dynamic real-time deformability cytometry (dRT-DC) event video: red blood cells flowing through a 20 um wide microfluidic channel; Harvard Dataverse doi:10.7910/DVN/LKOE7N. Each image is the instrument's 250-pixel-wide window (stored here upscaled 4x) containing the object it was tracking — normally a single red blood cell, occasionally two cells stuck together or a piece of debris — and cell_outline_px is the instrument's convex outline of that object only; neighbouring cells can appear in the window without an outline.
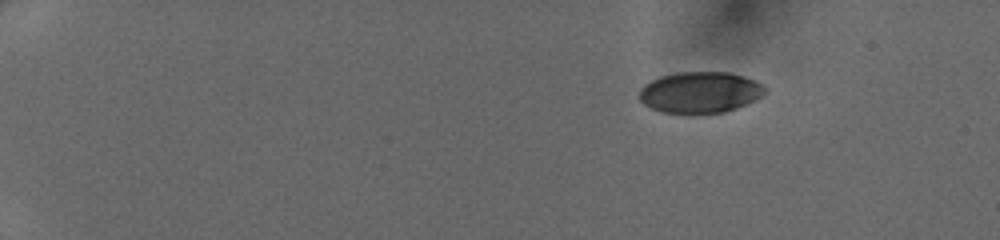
{"species": "human", "species_latin": "Homo sapiens", "temperature_condition": "cold", "stored_images_in_passage": 42, "camera_frame_rate_fps": 3000, "um_per_image_px": 0.085, "donor": {"sex": "female"}, "frame": {"image": 1, "passage_image": 1, "time_ms": 0.0, "image_size_px": [1000, 240], "cell_outline_px": [[764, 92], [760, 96], [736, 108], [724, 112], [664, 112], [652, 108], [644, 104], [636, 96], [640, 88], [644, 84], [660, 76], [680, 72], [728, 72], [752, 80], [760, 84], [764, 88]], "centroid_in_image_um": [59.41, 7.83], "position_along_channel_um": 25.6, "area_um2": 29.48}}
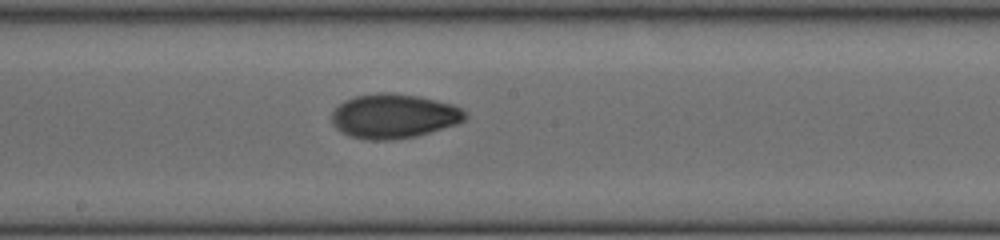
{"frame": {"image": 2, "passage_image": 23, "time_ms": 7.333, "image_size_px": [1000, 240], "cell_outline_px": [[468, 116], [464, 120], [456, 124], [416, 136], [392, 140], [368, 140], [348, 136], [340, 132], [332, 124], [332, 112], [344, 100], [356, 96], [376, 92], [392, 92], [420, 96], [452, 104], [460, 108]], "centroid_in_image_um": [33.44, 9.86], "position_along_channel_um": 214.8, "area_um2": 34.68}}
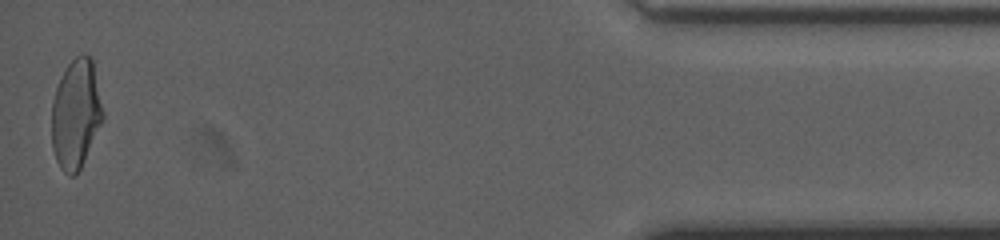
{"frame": {"image": 3, "passage_image": 42, "time_ms": 13.667, "image_size_px": [1000, 240], "cell_outline_px": [[104, 120], [76, 176], [68, 176], [60, 168], [56, 160], [52, 148], [52, 100], [56, 88], [68, 64], [76, 56], [84, 52], [92, 60], [104, 112]], "centroid_in_image_um": [6.46, 9.72], "position_along_channel_um": 428.7, "area_um2": 32.66}}